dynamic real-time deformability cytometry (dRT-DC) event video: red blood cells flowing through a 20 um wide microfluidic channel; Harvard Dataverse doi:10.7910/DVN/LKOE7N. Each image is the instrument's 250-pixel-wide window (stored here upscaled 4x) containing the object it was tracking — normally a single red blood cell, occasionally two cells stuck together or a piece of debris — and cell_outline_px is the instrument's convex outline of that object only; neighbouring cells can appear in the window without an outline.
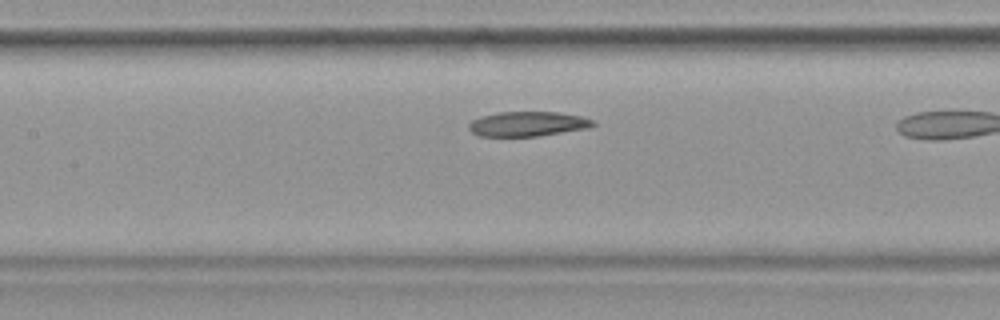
{"species": "common noctule bat (a hibernating species)", "species_latin": "Nyctalus noctula", "temperature_condition": "warm", "stored_images_in_passage": 11, "camera_frame_rate_fps": 3000, "um_per_image_px": 0.085, "animal": {"sex": "female", "body_mass_g": 19.9}, "frame": {"image": 1, "passage_image": 10, "time_ms": 3.0, "image_size_px": [1000, 320], "cell_outline_px": [[596, 124], [588, 128], [536, 136], [476, 136], [468, 128], [468, 124], [472, 120], [480, 116], [500, 112], [560, 112], [580, 116], [596, 120]], "centroid_in_image_um": [44.84, 10.53], "position_along_channel_um": 162.6, "area_um2": 17.98}}